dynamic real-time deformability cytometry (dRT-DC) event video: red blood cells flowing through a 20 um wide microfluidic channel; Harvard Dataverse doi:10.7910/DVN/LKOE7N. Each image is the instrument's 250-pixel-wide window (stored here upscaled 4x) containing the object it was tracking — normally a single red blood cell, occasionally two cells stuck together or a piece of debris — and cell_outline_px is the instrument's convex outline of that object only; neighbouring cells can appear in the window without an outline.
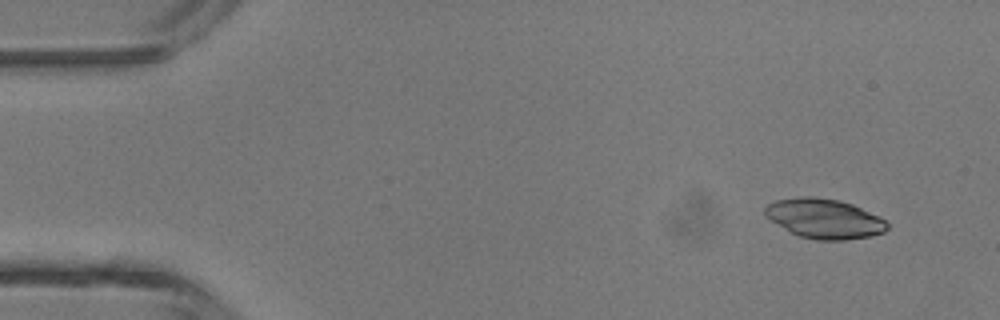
{"species": "common noctule bat (a hibernating species)", "species_latin": "Nyctalus noctula", "temperature_condition": "room temperature", "stored_images_in_passage": 4, "camera_frame_rate_fps": 3000, "um_per_image_px": 0.085, "animal": {"sex": "male", "body_mass_g": 13.3}, "frame": {"image": 1, "passage_image": 2, "time_ms": 0.333, "image_size_px": [1000, 320], "cell_outline_px": [[888, 228], [884, 232], [872, 236], [844, 240], [816, 240], [800, 236], [792, 232], [764, 216], [764, 208], [768, 204], [776, 200], [796, 196], [816, 196], [840, 200], [852, 204], [880, 216], [888, 224]], "centroid_in_image_um": [70.07, 18.57], "position_along_channel_um": 14.9, "area_um2": 28.38}}
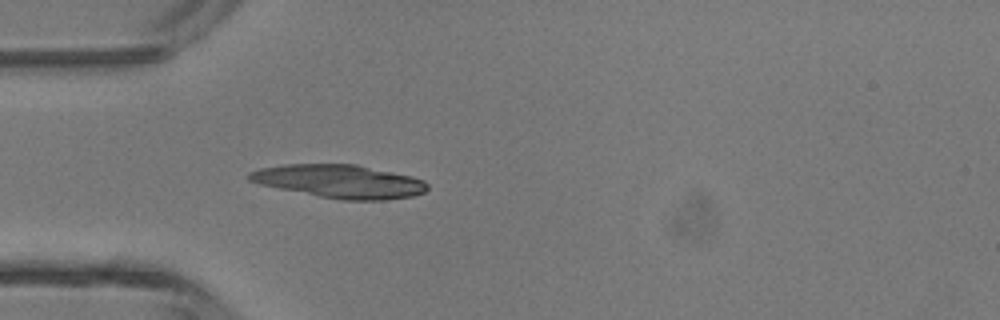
{"frame": {"image": 2, "passage_image": 4, "time_ms": 1.0, "image_size_px": [1000, 320], "cell_outline_px": [[428, 188], [424, 192], [412, 196], [384, 200], [340, 200], [260, 184], [248, 180], [244, 176], [248, 172], [260, 168], [284, 164], [356, 164], [412, 176], [424, 180], [428, 184]], "centroid_in_image_um": [28.87, 15.41], "position_along_channel_um": 56.1, "area_um2": 34.51}}